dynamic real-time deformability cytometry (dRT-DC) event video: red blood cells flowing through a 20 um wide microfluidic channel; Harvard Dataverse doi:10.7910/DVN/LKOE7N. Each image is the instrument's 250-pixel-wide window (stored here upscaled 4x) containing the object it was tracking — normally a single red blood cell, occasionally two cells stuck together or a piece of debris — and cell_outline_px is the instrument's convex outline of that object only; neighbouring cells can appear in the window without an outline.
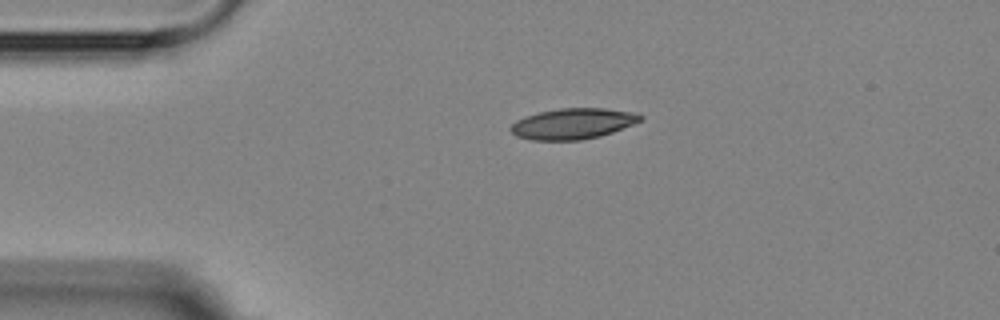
{"species": "Egyptian fruit bat (a non-hibernating species)", "species_latin": "Rousettus aegyptiacus", "temperature_condition": "room temperature", "stored_images_in_passage": 2, "camera_frame_rate_fps": 3000, "um_per_image_px": 0.085, "animal": {"sex": "female"}, "frame": {"image": 1, "passage_image": 1, "time_ms": 0.0, "image_size_px": [1000, 320], "cell_outline_px": [[644, 120], [612, 132], [600, 136], [580, 140], [532, 140], [516, 136], [508, 128], [516, 120], [524, 116], [540, 112], [560, 108], [604, 108], [632, 112], [644, 116]], "centroid_in_image_um": [48.69, 10.51], "position_along_channel_um": 36.3, "area_um2": 23.29}}
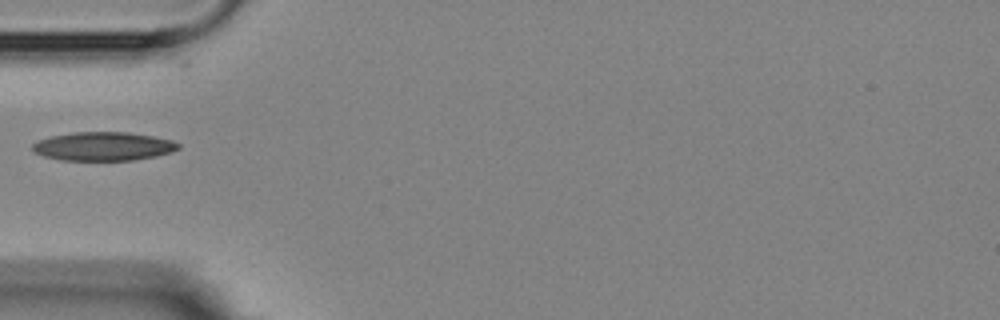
{"frame": {"image": 2, "passage_image": 2, "time_ms": 2.0, "image_size_px": [1000, 320], "cell_outline_px": [[180, 148], [172, 152], [156, 156], [132, 160], [60, 160], [44, 156], [36, 152], [32, 148], [32, 144], [36, 140], [48, 136], [72, 132], [128, 132], [152, 136], [172, 140], [180, 144]], "centroid_in_image_um": [8.77, 12.43], "position_along_channel_um": 76.2, "area_um2": 24.51}}